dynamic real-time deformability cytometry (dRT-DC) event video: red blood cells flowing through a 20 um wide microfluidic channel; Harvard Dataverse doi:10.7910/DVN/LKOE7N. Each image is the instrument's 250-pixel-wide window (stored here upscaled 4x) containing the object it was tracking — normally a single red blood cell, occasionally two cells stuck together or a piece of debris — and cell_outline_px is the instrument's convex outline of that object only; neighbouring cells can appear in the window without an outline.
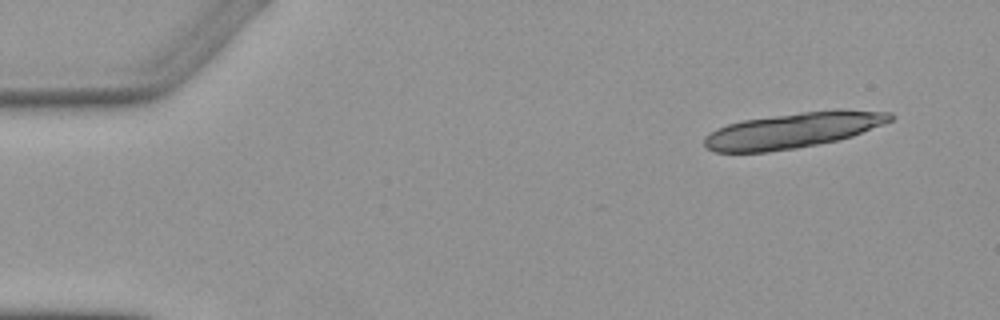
{"species": "Egyptian fruit bat (a non-hibernating species)", "species_latin": "Rousettus aegyptiacus", "temperature_condition": "warm", "stored_images_in_passage": 4, "camera_frame_rate_fps": 3000, "um_per_image_px": 0.085, "animal": {"sex": "female"}, "frame": {"image": 1, "passage_image": 1, "time_ms": 0.0, "image_size_px": [1000, 320], "cell_outline_px": [[896, 116], [892, 120], [884, 124], [852, 136], [836, 140], [796, 148], [768, 152], [716, 152], [704, 148], [704, 136], [716, 128], [728, 124], [744, 120], [804, 112], [836, 108], [844, 108], [892, 112]], "centroid_in_image_um": [67.46, 11.06], "position_along_channel_um": 17.5, "area_um2": 38.67}}